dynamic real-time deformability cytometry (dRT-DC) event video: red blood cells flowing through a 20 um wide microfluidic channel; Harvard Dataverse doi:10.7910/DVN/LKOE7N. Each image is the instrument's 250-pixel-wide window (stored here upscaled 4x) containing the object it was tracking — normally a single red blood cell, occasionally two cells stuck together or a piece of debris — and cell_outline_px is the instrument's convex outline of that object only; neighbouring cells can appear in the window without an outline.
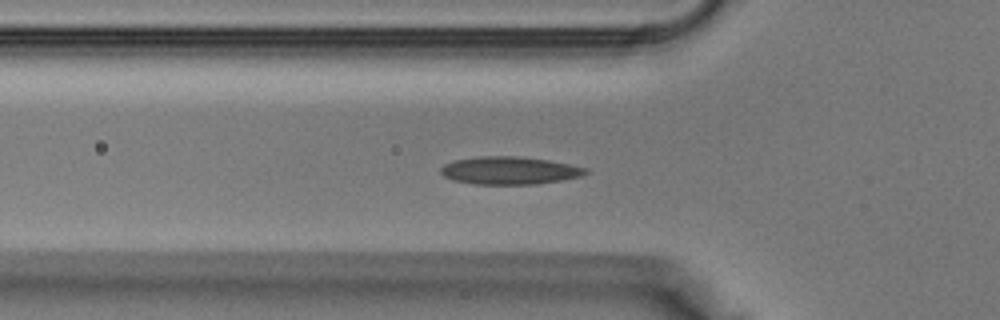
{"species": "Egyptian fruit bat (a non-hibernating species)", "species_latin": "Rousettus aegyptiacus", "temperature_condition": "warm", "stored_images_in_passage": 31, "camera_frame_rate_fps": 3000, "um_per_image_px": 0.085, "animal": {"sex": "male"}, "frame": {"image": 1, "passage_image": 4, "time_ms": 1.0, "image_size_px": [1000, 320], "cell_outline_px": [[588, 172], [580, 176], [560, 180], [536, 184], [476, 184], [456, 180], [444, 176], [440, 172], [440, 168], [444, 164], [452, 160], [476, 156], [520, 156], [548, 160], [588, 168]], "centroid_in_image_um": [43.28, 14.48], "position_along_channel_um": 82.5, "area_um2": 23.35}}
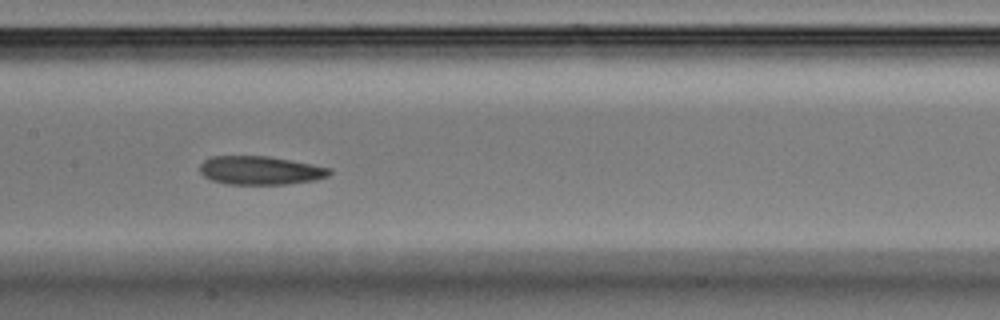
{"frame": {"image": 2, "passage_image": 10, "time_ms": 3.0, "image_size_px": [1000, 320], "cell_outline_px": [[332, 172], [328, 176], [316, 180], [288, 184], [228, 184], [212, 180], [204, 176], [200, 172], [200, 164], [204, 160], [212, 156], [268, 156], [312, 164], [332, 168]], "centroid_in_image_um": [22.15, 14.48], "position_along_channel_um": 185.3, "area_um2": 21.62}}
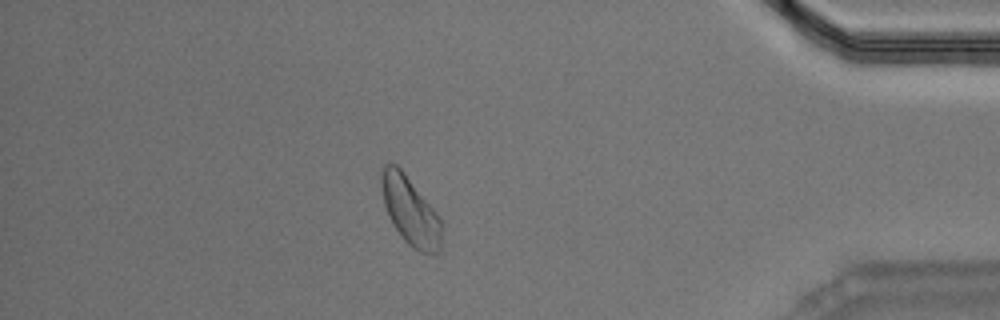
{"frame": {"image": 3, "passage_image": 25, "time_ms": 8.0, "image_size_px": [1000, 320], "cell_outline_px": [[440, 248], [436, 252], [420, 252], [412, 248], [400, 236], [388, 216], [384, 204], [380, 184], [380, 176], [384, 164], [396, 164], [404, 172], [440, 216]], "centroid_in_image_um": [34.83, 17.9], "position_along_channel_um": 400.4, "area_um2": 23.76}}